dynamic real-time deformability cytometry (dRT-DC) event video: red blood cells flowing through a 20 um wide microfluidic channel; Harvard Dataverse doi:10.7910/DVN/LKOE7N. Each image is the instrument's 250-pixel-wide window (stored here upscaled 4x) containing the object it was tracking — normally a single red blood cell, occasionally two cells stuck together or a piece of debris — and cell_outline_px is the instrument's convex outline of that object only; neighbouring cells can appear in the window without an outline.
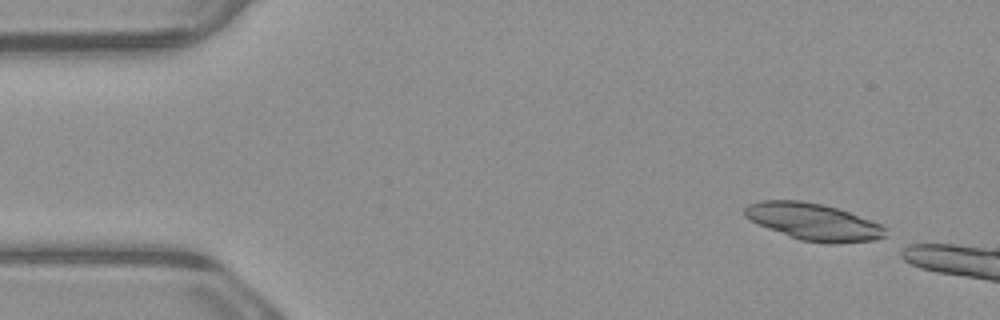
{"species": "common noctule bat (a hibernating species)", "species_latin": "Nyctalus noctula", "temperature_condition": "warm", "stored_images_in_passage": 6, "camera_frame_rate_fps": 3000, "um_per_image_px": 0.085, "animal": {"sex": "male", "body_mass_g": 23.1, "forearm_length_mm": 52.7}, "frame": {"image": 1, "passage_image": 6, "time_ms": 1.667, "image_size_px": [1000, 320], "cell_outline_px": [[888, 236], [872, 240], [832, 244], [828, 244], [800, 240], [788, 236], [768, 228], [744, 216], [744, 208], [748, 204], [760, 200], [800, 200], [820, 204], [836, 208], [848, 212], [880, 224], [888, 228]], "centroid_in_image_um": [69.16, 18.86], "position_along_channel_um": 15.8, "area_um2": 30.17}}